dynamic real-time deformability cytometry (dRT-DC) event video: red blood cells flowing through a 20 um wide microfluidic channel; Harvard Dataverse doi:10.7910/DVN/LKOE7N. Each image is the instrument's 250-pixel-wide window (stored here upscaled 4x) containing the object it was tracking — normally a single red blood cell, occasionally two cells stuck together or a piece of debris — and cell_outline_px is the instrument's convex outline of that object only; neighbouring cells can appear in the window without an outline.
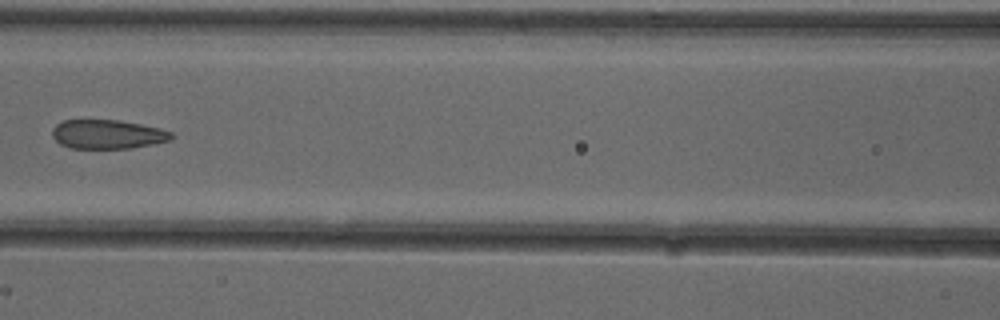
{"species": "common noctule bat (a hibernating species)", "species_latin": "Nyctalus noctula", "temperature_condition": "cold", "stored_images_in_passage": 8, "camera_frame_rate_fps": 3000, "um_per_image_px": 0.085, "animal": {"sex": "female"}, "frame": {"image": 1, "passage_image": 7, "time_ms": 2.0, "image_size_px": [1000, 320], "cell_outline_px": [[172, 140], [152, 144], [128, 148], [72, 148], [60, 144], [52, 136], [52, 128], [56, 124], [64, 120], [120, 120], [160, 128], [172, 132]], "centroid_in_image_um": [9.13, 11.41], "position_along_channel_um": 157.5, "area_um2": 20.11}}
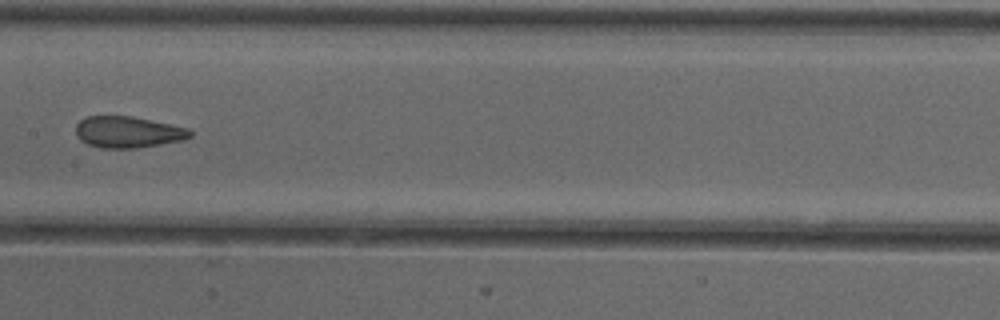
{"frame": {"image": 2, "passage_image": 8, "time_ms": 2.333, "image_size_px": [1000, 320], "cell_outline_px": [[192, 136], [184, 140], [136, 148], [100, 148], [88, 144], [80, 140], [76, 136], [76, 124], [80, 120], [88, 116], [132, 116], [188, 128], [192, 132]], "centroid_in_image_um": [10.86, 11.23], "position_along_channel_um": 196.5, "area_um2": 20.92}}